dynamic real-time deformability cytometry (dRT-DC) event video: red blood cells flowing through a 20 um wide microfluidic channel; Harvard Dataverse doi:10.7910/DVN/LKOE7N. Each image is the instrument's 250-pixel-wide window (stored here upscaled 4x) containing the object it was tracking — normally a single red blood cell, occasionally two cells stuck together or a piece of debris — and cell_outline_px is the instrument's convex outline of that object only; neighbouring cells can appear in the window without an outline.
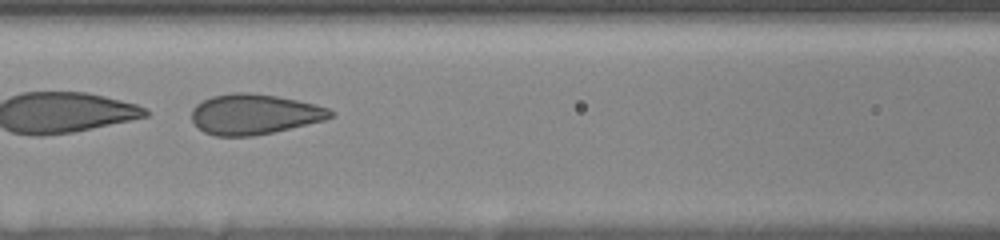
{"species": "human", "species_latin": "Homo sapiens", "temperature_condition": "room temperature", "stored_images_in_passage": 58, "camera_frame_rate_fps": 3000, "um_per_image_px": 0.085, "donor": {"sex": "female"}, "frame": {"image": 1, "passage_image": 27, "time_ms": 7.0, "image_size_px": [1000, 240], "cell_outline_px": [[336, 112], [332, 116], [324, 120], [272, 132], [252, 136], [216, 136], [204, 132], [192, 120], [192, 108], [196, 104], [212, 96], [232, 92], [248, 92], [276, 96], [316, 104], [328, 108]], "centroid_in_image_um": [21.61, 9.7], "position_along_channel_um": 145.0, "area_um2": 32.43}}